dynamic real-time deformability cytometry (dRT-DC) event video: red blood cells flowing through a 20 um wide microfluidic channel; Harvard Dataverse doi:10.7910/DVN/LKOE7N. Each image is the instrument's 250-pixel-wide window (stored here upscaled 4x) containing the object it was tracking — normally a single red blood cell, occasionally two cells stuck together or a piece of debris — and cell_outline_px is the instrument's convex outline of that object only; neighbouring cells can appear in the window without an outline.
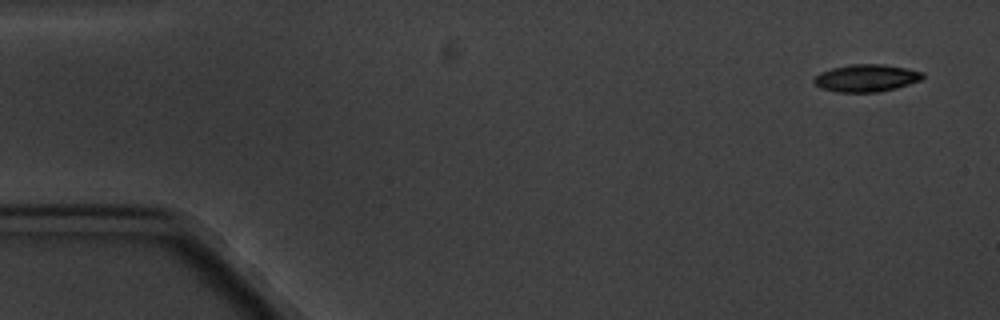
{"species": "common noctule bat (a hibernating species)", "species_latin": "Nyctalus noctula", "temperature_condition": "cold", "stored_images_in_passage": 6, "segment_of_instrument_passage": [1, 2], "camera_frame_rate_fps": 3000, "um_per_image_px": 0.085, "animal": {"sex": "male", "body_mass_g": 20.1, "forearm_length_mm": 53.5}, "frame": {"image": 1, "passage_image": 1, "time_ms": 0.0, "image_size_px": [1000, 320], "cell_outline_px": [[924, 76], [920, 80], [896, 88], [876, 92], [840, 92], [820, 88], [812, 80], [820, 72], [832, 68], [848, 64], [884, 64], [908, 68], [924, 72]], "centroid_in_image_um": [73.64, 6.62], "position_along_channel_um": 11.4, "area_um2": 17.34}}
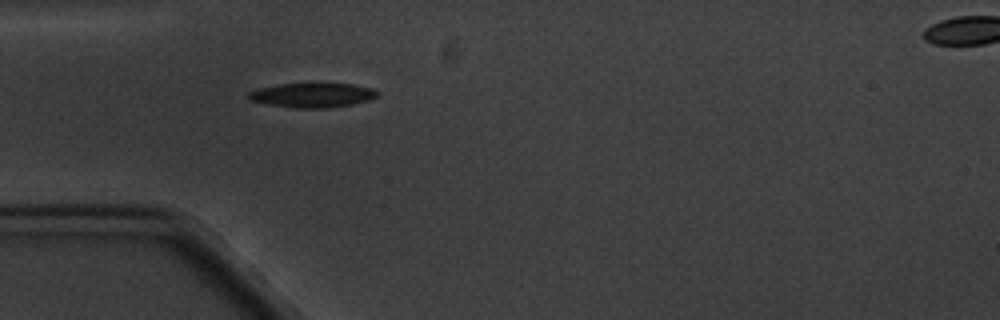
{"frame": {"image": 2, "passage_image": 5, "time_ms": 4.667, "image_size_px": [1000, 320], "cell_outline_px": [[380, 96], [368, 100], [352, 104], [328, 108], [296, 108], [268, 104], [252, 100], [248, 96], [248, 92], [260, 88], [280, 84], [308, 80], [352, 84], [372, 88], [380, 92]], "centroid_in_image_um": [26.62, 8.03], "position_along_channel_um": 58.4, "area_um2": 19.19}}